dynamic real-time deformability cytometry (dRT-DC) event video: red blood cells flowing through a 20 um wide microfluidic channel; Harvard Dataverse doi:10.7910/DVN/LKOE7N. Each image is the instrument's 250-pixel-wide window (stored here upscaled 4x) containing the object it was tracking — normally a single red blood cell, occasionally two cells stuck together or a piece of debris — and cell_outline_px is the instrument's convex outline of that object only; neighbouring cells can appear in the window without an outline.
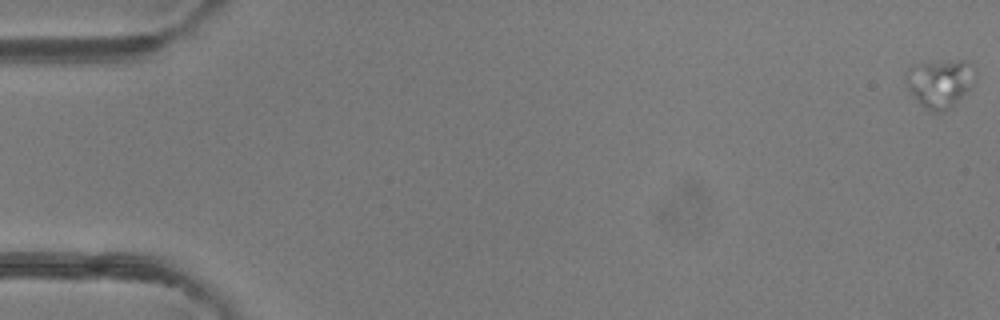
{"species": "common noctule bat (a hibernating species)", "species_latin": "Nyctalus noctula", "temperature_condition": "room temperature", "stored_images_in_passage": 5, "camera_frame_rate_fps": 3000, "um_per_image_px": 0.085, "animal": {"sex": "female"}, "frame": {"image": 1, "passage_image": 1, "time_ms": 0.0, "image_size_px": [1000, 320], "cell_outline_px": [[976, 80], [948, 108], [940, 112], [932, 112], [924, 108], [916, 100], [904, 84], [904, 72], [912, 64], [932, 60], [964, 60], [972, 64], [976, 72]], "centroid_in_image_um": [79.82, 7.0], "position_along_channel_um": 5.2, "area_um2": 19.88}}
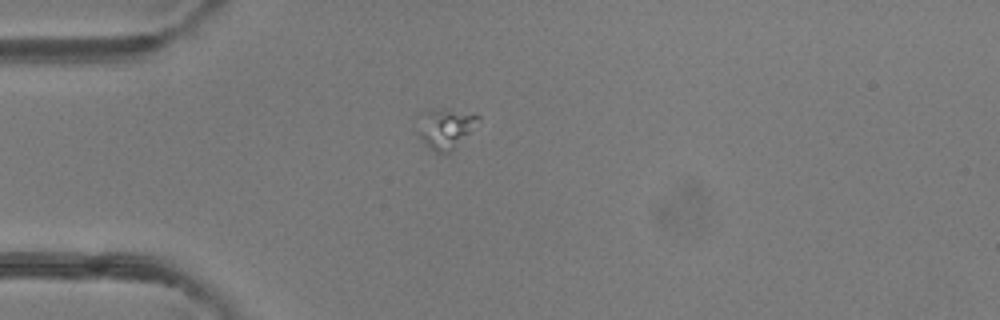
{"frame": {"image": 2, "passage_image": 5, "time_ms": 4.667, "image_size_px": [1000, 320], "cell_outline_px": [[480, 120], [448, 152], [436, 152], [428, 148], [424, 144], [420, 136], [420, 132], [424, 108], [440, 108], [480, 116]], "centroid_in_image_um": [37.84, 10.88], "position_along_channel_um": 47.2, "area_um2": 13.24}}